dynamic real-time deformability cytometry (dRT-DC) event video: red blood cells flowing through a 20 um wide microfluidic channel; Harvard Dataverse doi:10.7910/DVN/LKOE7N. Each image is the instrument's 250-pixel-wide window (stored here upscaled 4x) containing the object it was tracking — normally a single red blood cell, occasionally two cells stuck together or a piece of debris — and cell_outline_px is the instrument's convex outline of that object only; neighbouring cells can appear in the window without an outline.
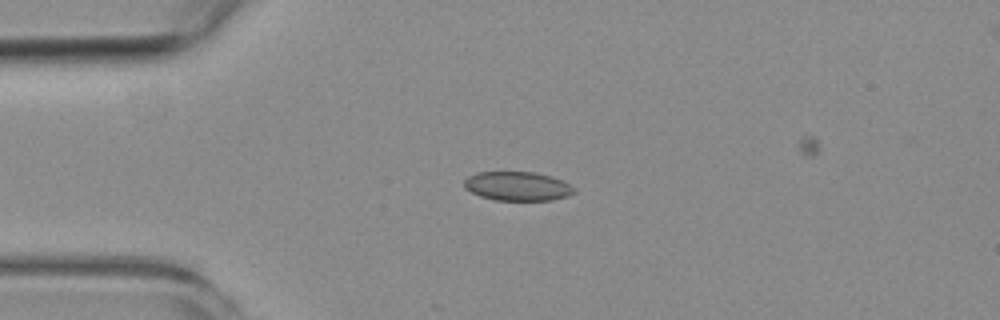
{"species": "common noctule bat (a hibernating species)", "species_latin": "Nyctalus noctula", "temperature_condition": "room temperature", "stored_images_in_passage": 4, "camera_frame_rate_fps": 3000, "um_per_image_px": 0.085, "animal": {"sex": "female", "body_mass_g": 19.3, "forearm_length_mm": 54.1}, "frame": {"image": 1, "passage_image": 1, "time_ms": 0.0, "image_size_px": [1000, 320], "cell_outline_px": [[576, 192], [568, 196], [552, 200], [492, 200], [480, 196], [464, 188], [464, 180], [468, 176], [476, 172], [536, 172], [552, 176], [576, 188]], "centroid_in_image_um": [43.98, 15.82], "position_along_channel_um": 41.0, "area_um2": 18.73}}
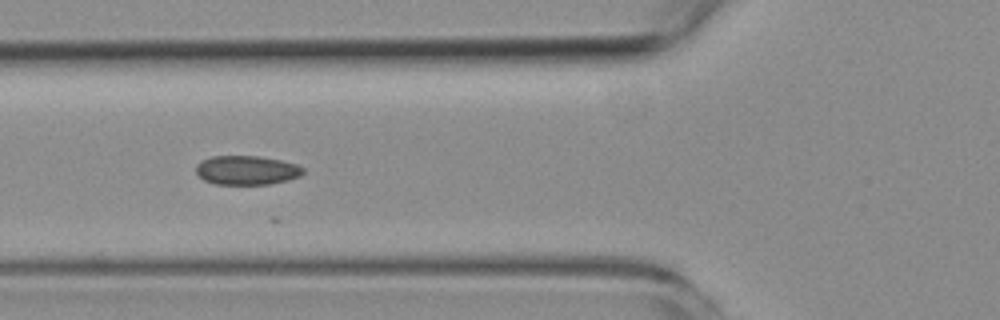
{"frame": {"image": 2, "passage_image": 3, "time_ms": 2.333, "image_size_px": [1000, 320], "cell_outline_px": [[304, 172], [300, 176], [288, 180], [268, 184], [216, 184], [204, 180], [196, 172], [196, 164], [200, 160], [212, 156], [260, 156], [280, 160], [296, 164], [304, 168]], "centroid_in_image_um": [20.96, 14.46], "position_along_channel_um": 104.8, "area_um2": 18.21}}